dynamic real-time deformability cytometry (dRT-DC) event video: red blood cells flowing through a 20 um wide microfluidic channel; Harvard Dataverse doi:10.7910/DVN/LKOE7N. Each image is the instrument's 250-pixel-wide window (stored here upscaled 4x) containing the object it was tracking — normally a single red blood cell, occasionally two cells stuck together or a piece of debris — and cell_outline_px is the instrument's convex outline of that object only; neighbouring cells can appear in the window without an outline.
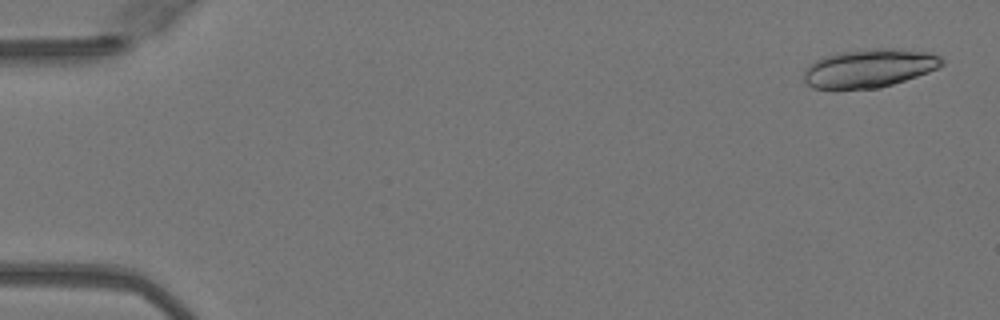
{"species": "Egyptian fruit bat (a non-hibernating species)", "species_latin": "Rousettus aegyptiacus", "temperature_condition": "warm", "stored_images_in_passage": 46, "camera_frame_rate_fps": 3000, "um_per_image_px": 0.085, "animal": {"sex": "female"}, "frame": {"image": 1, "passage_image": 2, "time_ms": 0.333, "image_size_px": [1000, 320], "cell_outline_px": [[944, 64], [940, 68], [880, 88], [812, 88], [804, 80], [804, 68], [808, 64], [824, 56], [840, 52], [872, 48], [892, 48], [928, 52], [940, 56], [944, 60]], "centroid_in_image_um": [73.9, 5.78], "position_along_channel_um": 11.1, "area_um2": 30.87}}
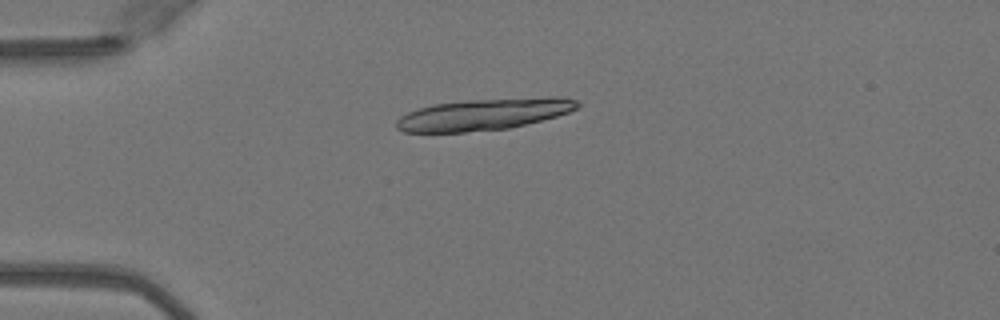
{"frame": {"image": 2, "passage_image": 13, "time_ms": 4.0, "image_size_px": [1000, 320], "cell_outline_px": [[580, 108], [556, 116], [508, 128], [464, 132], [404, 132], [396, 128], [396, 120], [400, 116], [408, 112], [432, 104], [468, 100], [556, 96], [576, 100], [580, 104]], "centroid_in_image_um": [41.12, 9.71], "position_along_channel_um": 43.9, "area_um2": 33.12}}